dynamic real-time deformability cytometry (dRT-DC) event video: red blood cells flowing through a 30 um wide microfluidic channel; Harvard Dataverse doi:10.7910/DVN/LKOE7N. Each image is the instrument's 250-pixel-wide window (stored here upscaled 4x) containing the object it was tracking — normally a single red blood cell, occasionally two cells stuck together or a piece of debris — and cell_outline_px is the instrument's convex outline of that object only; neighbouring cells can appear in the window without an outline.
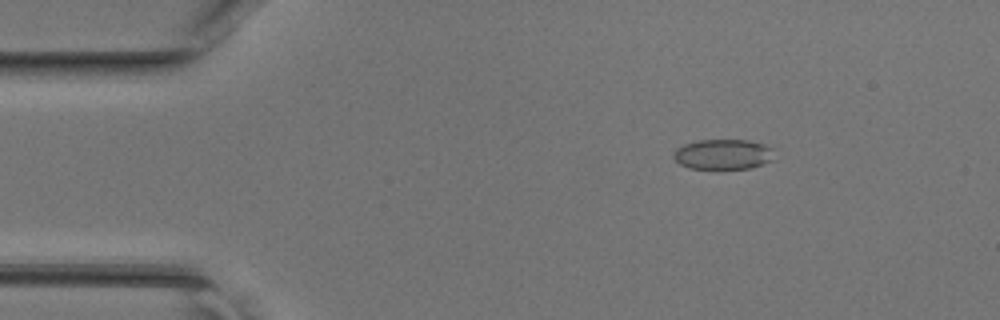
{"species": "common noctule bat (a hibernating species)", "species_latin": "Nyctalus noctula", "temperature_condition": "room temperature", "stored_images_in_passage": 46, "camera_frame_rate_fps": 3000, "um_per_image_px": 0.085, "animal": {"sex": "female", "body_mass_g": 17.0, "forearm_length_mm": 48.0}, "frame": {"image": 1, "passage_image": 7, "time_ms": 2.0, "image_size_px": [1000, 320], "cell_outline_px": [[772, 160], [748, 168], [688, 168], [680, 164], [672, 156], [672, 152], [676, 148], [684, 144], [696, 140], [748, 140], [764, 144], [772, 148]], "centroid_in_image_um": [61.4, 13.1], "position_along_channel_um": 23.6, "area_um2": 17.57}}
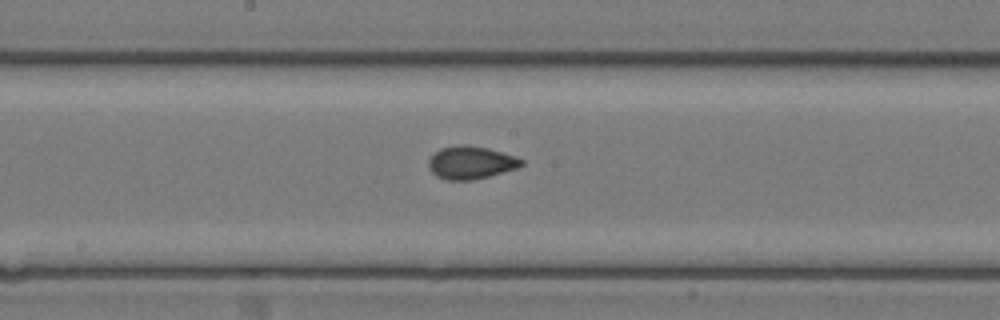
{"frame": {"image": 2, "passage_image": 24, "time_ms": 7.667, "image_size_px": [1000, 320], "cell_outline_px": [[524, 164], [516, 168], [488, 176], [472, 180], [444, 180], [436, 176], [428, 168], [428, 160], [440, 148], [456, 144], [468, 144], [488, 148], [516, 156], [524, 160]], "centroid_in_image_um": [40.0, 13.8], "position_along_channel_um": 208.2, "area_um2": 17.92}}
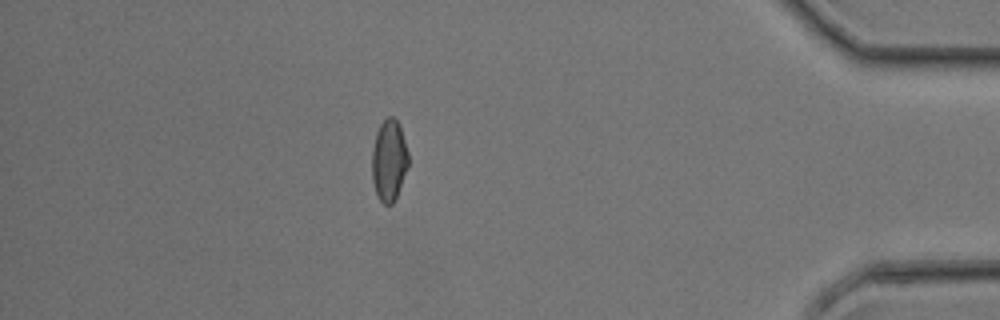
{"frame": {"image": 3, "passage_image": 40, "time_ms": 13.0, "image_size_px": [1000, 320], "cell_outline_px": [[408, 168], [396, 196], [392, 204], [384, 204], [380, 200], [376, 192], [372, 180], [372, 152], [376, 132], [380, 124], [388, 116], [392, 116], [396, 120], [400, 128], [408, 152]], "centroid_in_image_um": [33.06, 13.63], "position_along_channel_um": 402.1, "area_um2": 17.05}}